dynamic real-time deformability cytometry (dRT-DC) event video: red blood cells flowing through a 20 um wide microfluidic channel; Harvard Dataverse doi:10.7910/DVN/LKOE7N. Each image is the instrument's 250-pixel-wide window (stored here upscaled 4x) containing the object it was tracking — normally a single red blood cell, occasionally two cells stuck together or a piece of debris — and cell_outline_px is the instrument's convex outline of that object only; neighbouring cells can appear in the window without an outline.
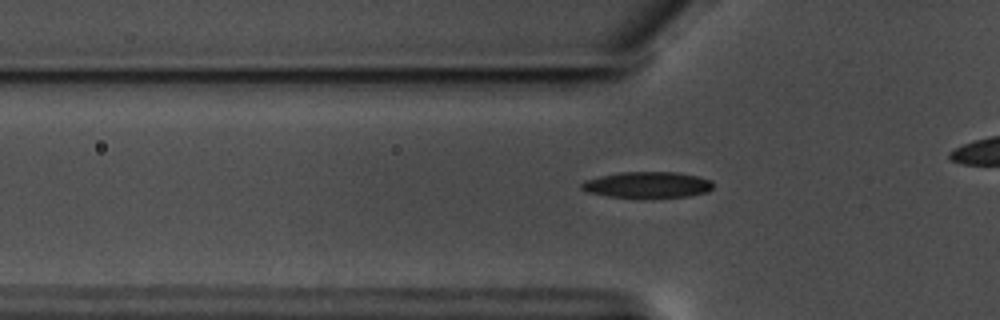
{"species": "common noctule bat (a hibernating species)", "species_latin": "Nyctalus noctula", "temperature_condition": "warm", "stored_images_in_passage": 51, "camera_frame_rate_fps": 3000, "um_per_image_px": 0.085, "animal": {"sex": "male", "body_mass_g": 17.5, "forearm_length_mm": 52.3}, "frame": {"image": 1, "passage_image": 20, "time_ms": 6.333, "image_size_px": [1000, 320], "cell_outline_px": [[712, 188], [708, 192], [688, 196], [608, 196], [588, 192], [580, 188], [580, 184], [584, 180], [600, 176], [620, 172], [676, 172], [700, 176], [712, 180]], "centroid_in_image_um": [55.04, 15.68], "position_along_channel_um": 70.8, "area_um2": 19.65}}
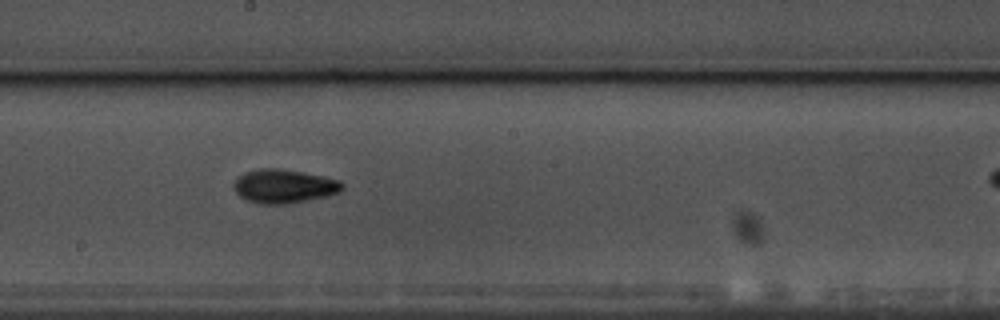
{"frame": {"image": 2, "passage_image": 33, "time_ms": 10.667, "image_size_px": [1000, 320], "cell_outline_px": [[344, 188], [340, 192], [328, 196], [288, 204], [256, 204], [244, 200], [232, 188], [232, 184], [236, 176], [244, 172], [256, 168], [276, 168], [300, 172], [340, 180], [344, 184]], "centroid_in_image_um": [24.07, 15.84], "position_along_channel_um": 224.1, "area_um2": 21.73}}
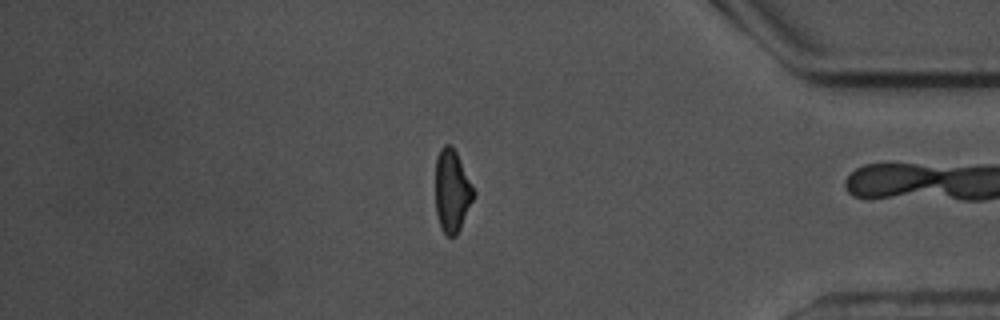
{"frame": {"image": 3, "passage_image": 50, "time_ms": 16.333, "image_size_px": [1000, 320], "cell_outline_px": [[476, 192], [460, 228], [456, 236], [448, 236], [440, 228], [436, 212], [436, 160], [440, 148], [444, 144], [452, 144]], "centroid_in_image_um": [38.41, 16.21], "position_along_channel_um": 396.8, "area_um2": 18.26}, "authors_computed_cell_mechanics": {"area_um2": 19.0162, "velocity_mm_per_s": 3.5435, "shape_relaxation_time_tau1_ms": 3.7038, "shape_relaxation_time_tau2_ms": 4.5336, "deformation_change_tau1": 0.1254, "deformation_change_tau2": 0.1099}}